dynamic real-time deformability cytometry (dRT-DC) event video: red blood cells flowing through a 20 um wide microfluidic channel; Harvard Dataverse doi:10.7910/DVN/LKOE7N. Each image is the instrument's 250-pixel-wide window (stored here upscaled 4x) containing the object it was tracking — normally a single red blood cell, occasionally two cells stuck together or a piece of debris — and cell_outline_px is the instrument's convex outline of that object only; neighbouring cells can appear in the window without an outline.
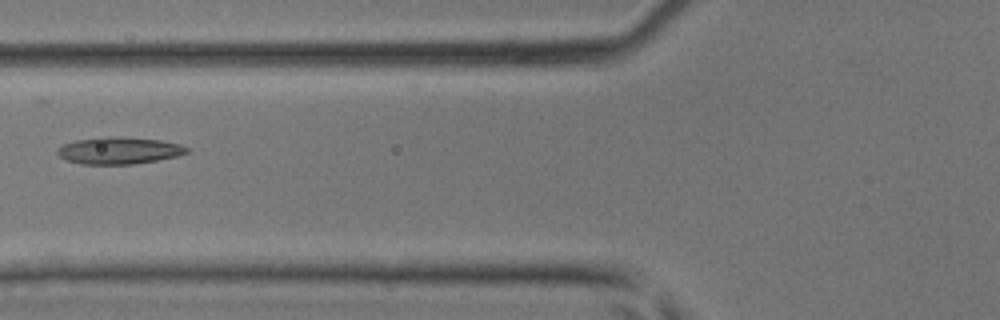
{"species": "common noctule bat (a hibernating species)", "species_latin": "Nyctalus noctula", "temperature_condition": "room temperature", "stored_images_in_passage": 30, "camera_frame_rate_fps": 3000, "um_per_image_px": 0.085, "animal": {"sex": "male", "body_mass_g": 17.9, "forearm_length_mm": 54.2}, "frame": {"image": 1, "passage_image": 11, "time_ms": 3.333, "image_size_px": [1000, 320], "cell_outline_px": [[188, 152], [180, 156], [132, 164], [80, 164], [64, 160], [56, 152], [56, 148], [64, 144], [76, 140], [104, 136], [120, 136], [160, 140], [180, 144], [188, 148]], "centroid_in_image_um": [10.09, 12.79], "position_along_channel_um": 115.7, "area_um2": 20.52}}
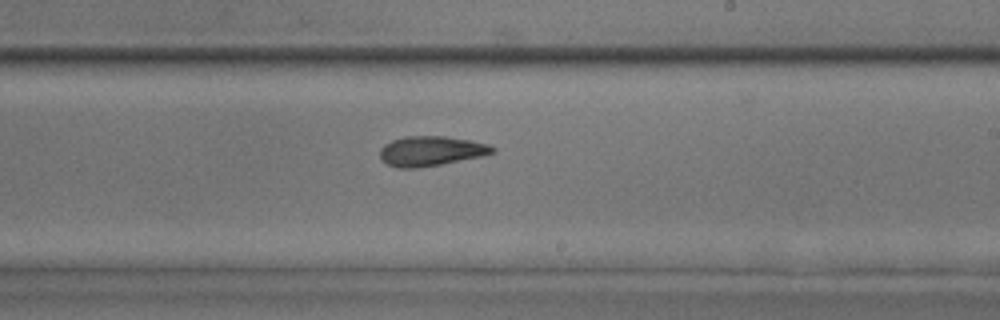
{"frame": {"image": 2, "passage_image": 20, "time_ms": 6.333, "image_size_px": [1000, 320], "cell_outline_px": [[496, 152], [484, 156], [440, 164], [416, 168], [396, 168], [380, 160], [380, 148], [384, 144], [392, 140], [404, 136], [444, 136], [468, 140], [488, 144], [496, 148]], "centroid_in_image_um": [36.62, 12.84], "position_along_channel_um": 252.4, "area_um2": 19.65}}
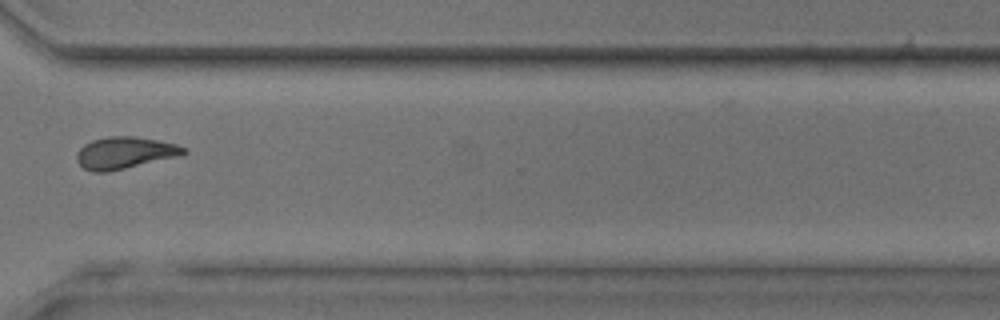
{"frame": {"image": 3, "passage_image": 27, "time_ms": 8.667, "image_size_px": [1000, 320], "cell_outline_px": [[188, 152], [176, 156], [108, 172], [92, 172], [84, 168], [76, 160], [76, 156], [80, 148], [84, 144], [92, 140], [108, 136], [136, 136], [176, 144], [188, 148]], "centroid_in_image_um": [10.58, 12.98], "position_along_channel_um": 360.0, "area_um2": 19.71}}